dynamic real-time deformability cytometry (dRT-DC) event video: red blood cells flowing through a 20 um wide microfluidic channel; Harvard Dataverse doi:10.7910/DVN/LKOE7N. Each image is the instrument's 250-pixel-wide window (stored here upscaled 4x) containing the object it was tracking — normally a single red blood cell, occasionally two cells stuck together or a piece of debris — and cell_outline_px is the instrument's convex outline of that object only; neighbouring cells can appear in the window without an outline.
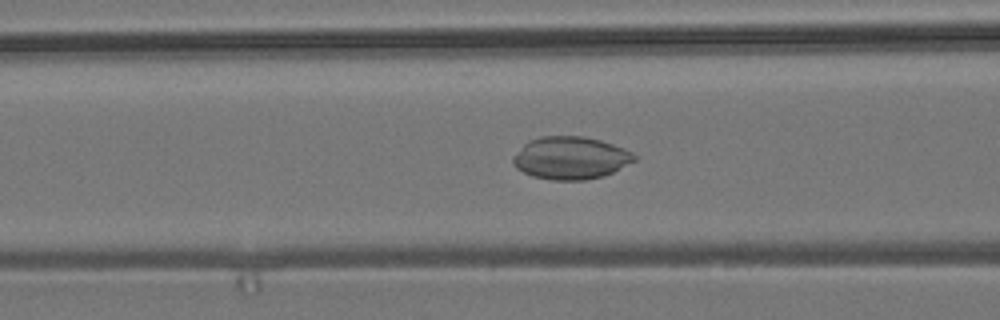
{"species": "common noctule bat (a hibernating species)", "species_latin": "Nyctalus noctula", "temperature_condition": "room temperature", "stored_images_in_passage": 55, "camera_frame_rate_fps": 3000, "um_per_image_px": 0.085, "animal": {"sex": "male", "body_mass_g": 19.2, "forearm_length_mm": 51.8}, "frame": {"image": 1, "passage_image": 22, "time_ms": 7.0, "image_size_px": [1000, 320], "cell_outline_px": [[636, 160], [604, 176], [584, 180], [552, 180], [532, 176], [516, 168], [512, 164], [512, 156], [528, 140], [540, 136], [584, 136], [600, 140], [624, 148], [632, 152], [636, 156]], "centroid_in_image_um": [48.47, 13.42], "position_along_channel_um": 118.1, "area_um2": 30.23}}
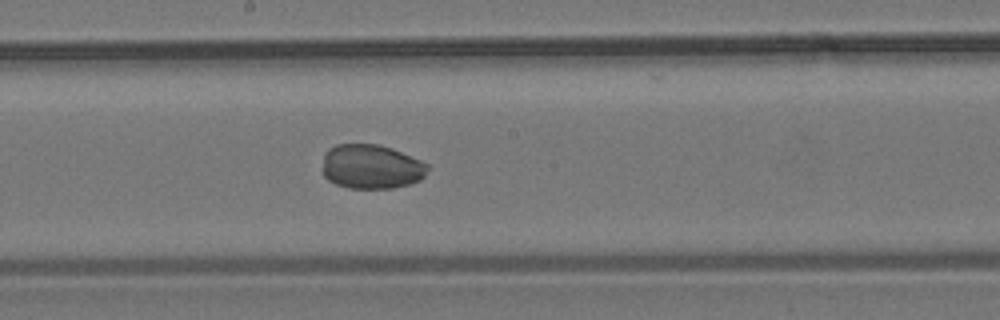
{"frame": {"image": 2, "passage_image": 30, "time_ms": 9.667, "image_size_px": [1000, 320], "cell_outline_px": [[428, 168], [424, 176], [420, 180], [408, 184], [392, 188], [348, 188], [336, 184], [328, 180], [324, 176], [324, 152], [328, 148], [336, 144], [380, 144], [392, 148], [420, 160], [428, 164]], "centroid_in_image_um": [31.55, 14.16], "position_along_channel_um": 216.6, "area_um2": 27.22}}
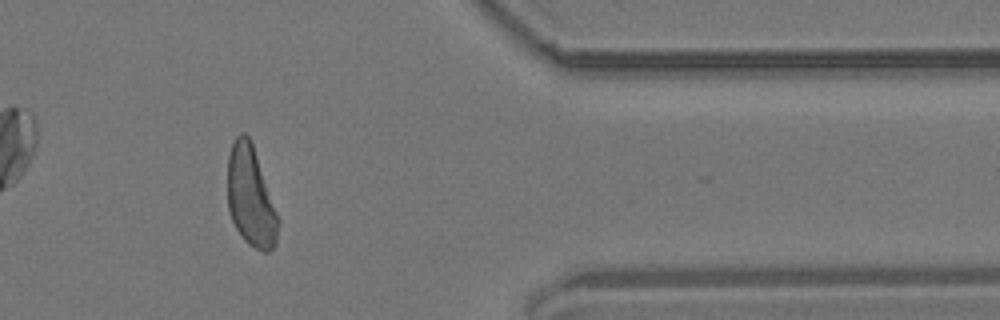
{"frame": {"image": 3, "passage_image": 46, "time_ms": 15.0, "image_size_px": [1000, 320], "cell_outline_px": [[280, 220], [276, 244], [268, 252], [264, 252], [248, 244], [244, 240], [236, 228], [228, 212], [228, 156], [232, 144], [236, 136], [240, 132], [244, 132], [248, 136], [252, 144]], "centroid_in_image_um": [21.31, 16.74], "position_along_channel_um": 390.1, "area_um2": 29.42}, "authors_computed_cell_mechanics": {"area_um2": 29.7092, "velocity_mm_per_s": 3.6899, "shape_relaxation_time_tau1_ms": 7.2411, "shape_relaxation_time_tau2_ms": null, "deformation_change_tau1": 0.1487, "deformation_change_tau2": null}}